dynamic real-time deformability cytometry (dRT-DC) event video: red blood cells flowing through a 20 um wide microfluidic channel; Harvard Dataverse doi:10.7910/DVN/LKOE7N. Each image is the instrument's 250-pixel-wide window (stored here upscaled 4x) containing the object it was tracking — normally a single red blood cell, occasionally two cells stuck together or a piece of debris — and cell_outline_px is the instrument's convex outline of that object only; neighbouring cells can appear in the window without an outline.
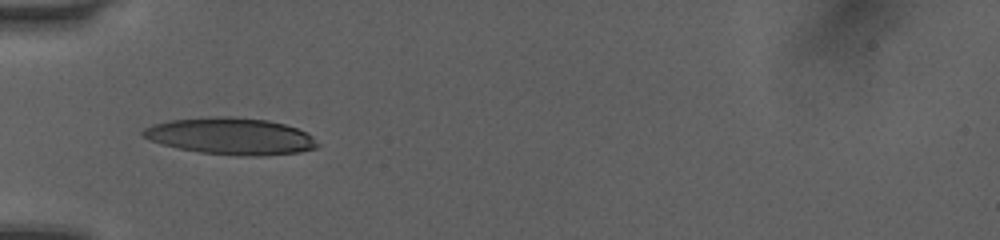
{"species": "human", "species_latin": "Homo sapiens", "temperature_condition": "room temperature", "stored_images_in_passage": 22, "camera_frame_rate_fps": 3000, "um_per_image_px": 0.085, "donor": {"sex": "female"}, "frame": {"image": 1, "passage_image": 1, "time_ms": 0.0, "image_size_px": [1000, 240], "cell_outline_px": [[320, 144], [316, 148], [300, 152], [256, 156], [240, 156], [200, 152], [180, 148], [164, 144], [152, 140], [144, 136], [140, 132], [144, 128], [152, 124], [172, 120], [216, 116], [232, 116], [268, 120], [284, 124], [308, 132]], "centroid_in_image_um": [19.66, 11.57], "position_along_channel_um": 65.3, "area_um2": 37.22}}
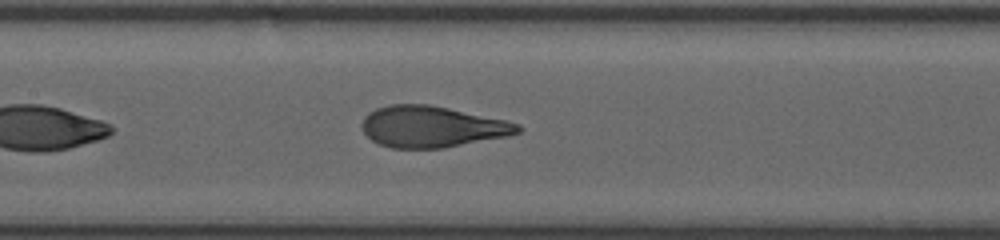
{"frame": {"image": 2, "passage_image": 9, "time_ms": 2.667, "image_size_px": [1000, 240], "cell_outline_px": [[520, 132], [508, 136], [444, 148], [392, 148], [380, 144], [372, 140], [364, 132], [360, 124], [364, 116], [368, 112], [376, 108], [388, 104], [428, 104], [448, 108], [504, 120], [520, 124]], "centroid_in_image_um": [36.67, 10.77], "position_along_channel_um": 170.7, "area_um2": 37.4}}
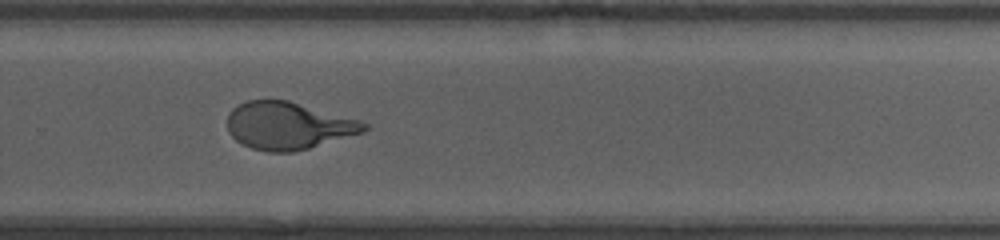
{"frame": {"image": 3, "passage_image": 19, "time_ms": 6.0, "image_size_px": [1000, 240], "cell_outline_px": [[368, 128], [364, 132], [308, 148], [292, 152], [268, 152], [252, 148], [236, 140], [228, 132], [228, 112], [232, 108], [248, 100], [288, 100], [360, 120], [368, 124]], "centroid_in_image_um": [24.49, 10.68], "position_along_channel_um": 305.3, "area_um2": 37.57}}